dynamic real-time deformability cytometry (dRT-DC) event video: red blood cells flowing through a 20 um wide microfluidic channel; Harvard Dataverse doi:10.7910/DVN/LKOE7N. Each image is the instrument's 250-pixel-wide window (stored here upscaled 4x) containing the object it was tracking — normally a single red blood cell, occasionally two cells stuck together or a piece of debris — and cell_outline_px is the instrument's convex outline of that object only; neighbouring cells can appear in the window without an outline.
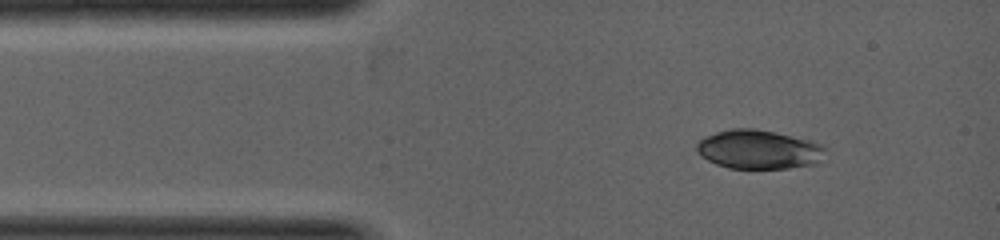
{"species": "common noctule bat (a hibernating species)", "species_latin": "Nyctalus noctula", "temperature_condition": "warm", "stored_images_in_passage": 7, "camera_frame_rate_fps": 5000, "um_per_image_px": 0.085, "animal": {"sex": "female", "body_mass_g": 19.0, "forearm_length_mm": 53.3}, "frame": {"image": 1, "passage_image": 1, "time_ms": 0.0, "image_size_px": [1000, 240], "cell_outline_px": [[828, 160], [816, 164], [788, 168], [728, 168], [716, 164], [700, 156], [696, 152], [696, 144], [704, 136], [716, 132], [732, 128], [752, 128], [776, 132], [812, 140], [820, 144], [824, 148]], "centroid_in_image_um": [64.53, 12.7], "position_along_channel_um": 20.5, "area_um2": 29.77}}